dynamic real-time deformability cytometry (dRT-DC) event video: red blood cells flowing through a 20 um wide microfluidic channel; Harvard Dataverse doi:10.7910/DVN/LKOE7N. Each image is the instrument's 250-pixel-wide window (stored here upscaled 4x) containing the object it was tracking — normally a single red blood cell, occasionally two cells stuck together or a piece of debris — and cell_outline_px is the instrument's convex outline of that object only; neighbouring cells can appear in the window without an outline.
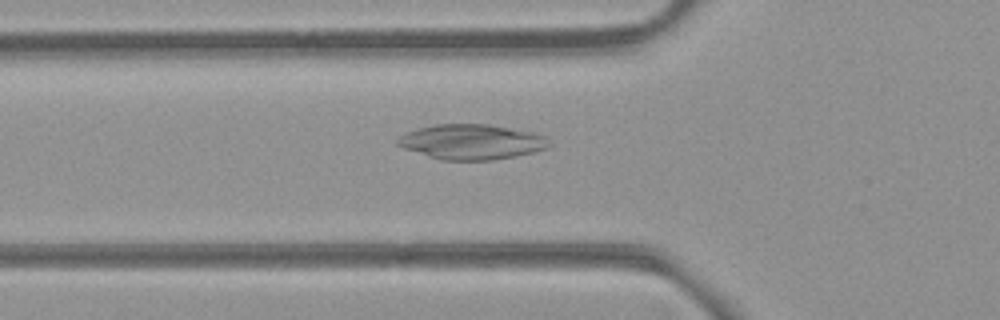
{"species": "common noctule bat (a hibernating species)", "species_latin": "Nyctalus noctula", "temperature_condition": "room temperature", "stored_images_in_passage": 53, "camera_frame_rate_fps": 3000, "um_per_image_px": 0.085, "animal": {"sex": "female", "body_mass_g": 21.9}, "frame": {"image": 1, "passage_image": 19, "time_ms": 6.0, "image_size_px": [1000, 320], "cell_outline_px": [[552, 144], [548, 148], [536, 152], [516, 156], [492, 160], [444, 160], [428, 156], [404, 148], [396, 144], [396, 140], [400, 136], [408, 132], [420, 128], [436, 124], [488, 124], [532, 132], [544, 136]], "centroid_in_image_um": [40.12, 12.06], "position_along_channel_um": 85.7, "area_um2": 30.87}}
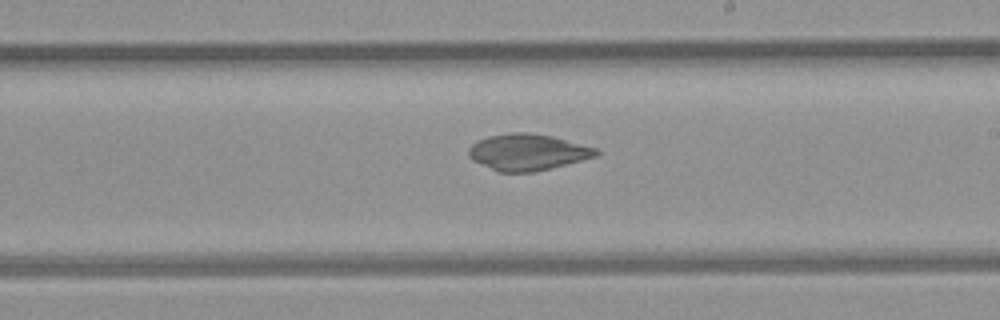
{"frame": {"image": 2, "passage_image": 31, "time_ms": 10.0, "image_size_px": [1000, 320], "cell_outline_px": [[600, 152], [596, 156], [532, 172], [500, 172], [472, 160], [468, 156], [468, 148], [476, 140], [488, 136], [508, 132], [528, 132], [552, 136], [596, 148]], "centroid_in_image_um": [44.79, 12.91], "position_along_channel_um": 244.2, "area_um2": 26.76}}
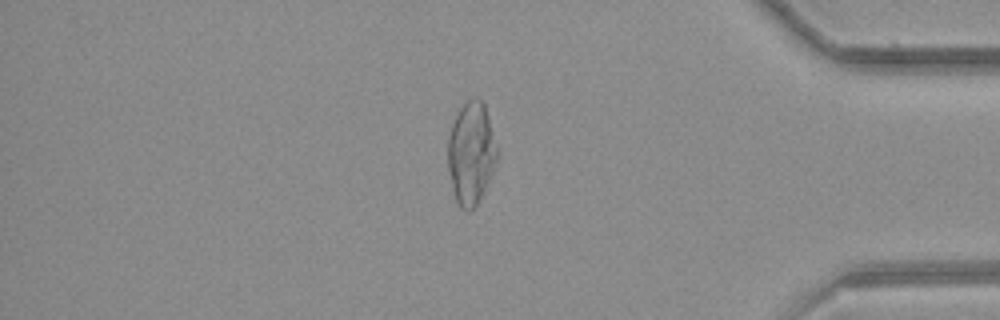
{"frame": {"image": 3, "passage_image": 45, "time_ms": 14.667, "image_size_px": [1000, 320], "cell_outline_px": [[496, 160], [484, 188], [476, 204], [468, 212], [460, 208], [456, 204], [448, 172], [448, 136], [452, 124], [460, 108], [468, 100], [480, 100], [484, 104], [488, 116], [496, 148]], "centroid_in_image_um": [39.99, 13.06], "position_along_channel_um": 395.2, "area_um2": 28.5}}